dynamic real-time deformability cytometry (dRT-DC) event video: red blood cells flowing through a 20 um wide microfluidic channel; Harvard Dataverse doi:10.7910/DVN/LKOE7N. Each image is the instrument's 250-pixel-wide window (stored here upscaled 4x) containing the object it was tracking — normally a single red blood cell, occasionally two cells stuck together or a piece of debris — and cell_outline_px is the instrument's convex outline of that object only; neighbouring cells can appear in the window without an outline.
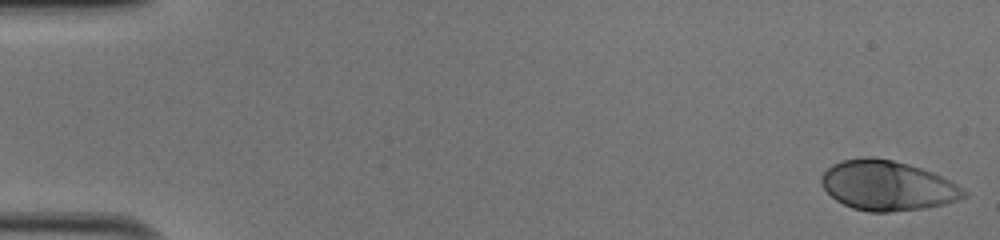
{"species": "human", "species_latin": "Homo sapiens", "temperature_condition": "cold", "stored_images_in_passage": 50, "camera_frame_rate_fps": 3000, "um_per_image_px": 0.085, "donor": {"sex": "male"}, "frame": {"image": 1, "passage_image": 1, "time_ms": 0.0, "image_size_px": [1000, 240], "cell_outline_px": [[968, 196], [944, 204], [924, 208], [888, 212], [868, 212], [852, 208], [836, 200], [820, 184], [820, 176], [832, 164], [840, 160], [864, 156], [872, 156], [892, 160], [908, 164], [932, 172], [956, 184], [968, 192]], "centroid_in_image_um": [75.4, 15.76], "position_along_channel_um": 9.6, "area_um2": 41.38}}
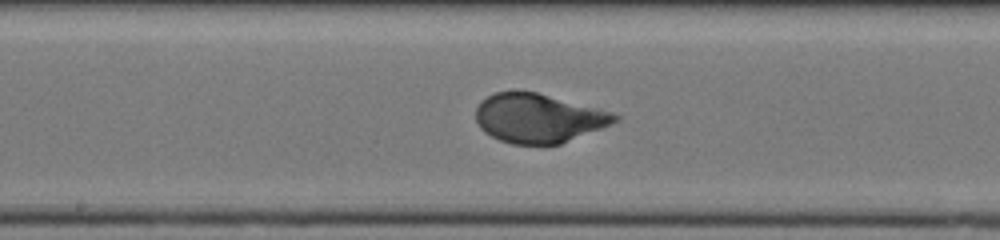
{"frame": {"image": 2, "passage_image": 27, "time_ms": 8.667, "image_size_px": [1000, 240], "cell_outline_px": [[620, 120], [612, 124], [560, 144], [512, 144], [500, 140], [484, 132], [480, 128], [476, 120], [476, 108], [480, 100], [496, 92], [536, 92], [612, 112], [620, 116]], "centroid_in_image_um": [45.76, 10.05], "position_along_channel_um": 202.4, "area_um2": 39.42}}
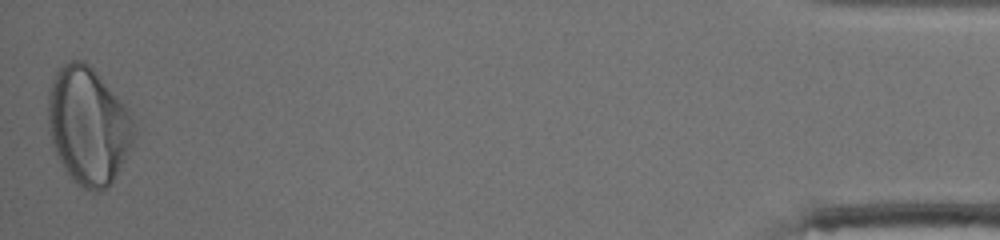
{"frame": {"image": 3, "passage_image": 50, "time_ms": 16.333, "image_size_px": [1000, 240], "cell_outline_px": [[136, 136], [124, 160], [112, 180], [100, 192], [96, 192], [84, 188], [72, 180], [64, 168], [52, 144], [48, 128], [48, 88], [56, 68], [68, 60], [84, 60], [92, 68], [124, 108], [132, 120], [136, 132]], "centroid_in_image_um": [7.44, 10.68], "position_along_channel_um": 427.8, "area_um2": 57.92}, "authors_computed_cell_mechanics": {"area_um2": 40.3444, "velocity_mm_per_s": 4.0502, "shape_relaxation_time_tau1_ms": 3.4437, "shape_relaxation_time_tau2_ms": null, "deformation_change_tau1": 0.1853, "deformation_change_tau2": null}}